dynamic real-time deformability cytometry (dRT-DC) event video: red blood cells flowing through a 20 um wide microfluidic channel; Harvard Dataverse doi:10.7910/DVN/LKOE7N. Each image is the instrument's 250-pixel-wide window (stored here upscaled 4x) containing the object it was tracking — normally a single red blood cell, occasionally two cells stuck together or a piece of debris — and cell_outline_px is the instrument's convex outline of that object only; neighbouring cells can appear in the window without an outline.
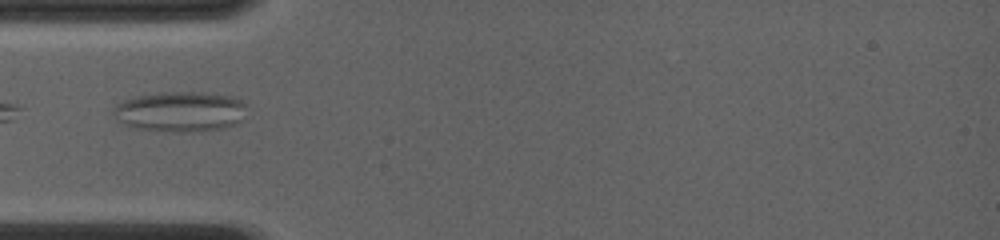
{"species": "common noctule bat (a hibernating species)", "species_latin": "Nyctalus noctula", "temperature_condition": "room temperature", "stored_images_in_passage": 14, "camera_frame_rate_fps": 4000, "um_per_image_px": 0.085, "animal": {"sex": "female", "body_mass_g": 19.0, "forearm_length_mm": 56.7}, "frame": {"image": 1, "passage_image": 1, "time_ms": 0.0, "image_size_px": [1000, 240], "cell_outline_px": [[248, 104], [240, 120], [236, 124], [224, 128], [188, 132], [176, 132], [136, 128], [124, 124], [116, 120], [112, 112], [112, 108], [116, 104], [124, 100], [136, 96], [160, 92], [200, 92], [240, 96]], "centroid_in_image_um": [15.35, 9.47], "position_along_channel_um": 69.7, "area_um2": 31.79}}